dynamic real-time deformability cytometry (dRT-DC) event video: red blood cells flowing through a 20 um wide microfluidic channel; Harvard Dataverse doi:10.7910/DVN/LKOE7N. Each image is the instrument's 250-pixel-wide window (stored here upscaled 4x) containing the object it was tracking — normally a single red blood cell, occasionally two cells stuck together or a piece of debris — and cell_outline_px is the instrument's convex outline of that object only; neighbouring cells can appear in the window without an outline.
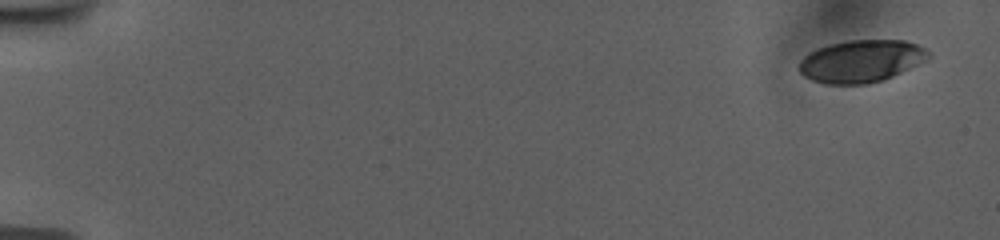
{"species": "human", "species_latin": "Homo sapiens", "temperature_condition": "room temperature", "stored_images_in_passage": 54, "camera_frame_rate_fps": 3000, "um_per_image_px": 0.085, "donor": {"sex": "female"}, "frame": {"image": 1, "passage_image": 1, "time_ms": 0.0, "image_size_px": [1000, 240], "cell_outline_px": [[932, 56], [928, 60], [892, 76], [868, 84], [824, 84], [812, 80], [804, 76], [800, 72], [800, 60], [804, 56], [816, 48], [828, 44], [848, 40], [904, 40], [916, 44], [924, 48]], "centroid_in_image_um": [73.2, 5.19], "position_along_channel_um": 11.8, "area_um2": 31.96}}
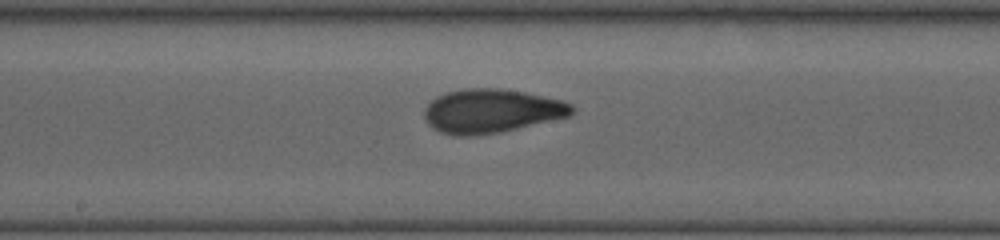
{"frame": {"image": 2, "passage_image": 30, "time_ms": 9.667, "image_size_px": [1000, 240], "cell_outline_px": [[576, 108], [568, 116], [500, 132], [472, 136], [452, 136], [440, 132], [432, 128], [428, 124], [424, 116], [424, 108], [436, 96], [448, 92], [464, 88], [500, 88], [524, 92], [564, 100], [572, 104]], "centroid_in_image_um": [41.74, 9.43], "position_along_channel_um": 206.5, "area_um2": 37.8}}
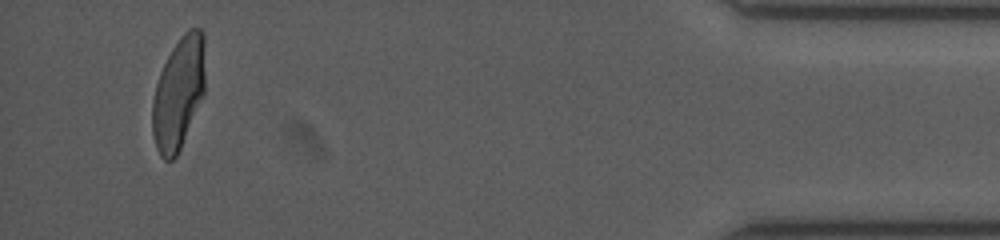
{"frame": {"image": 3, "passage_image": 52, "time_ms": 17.0, "image_size_px": [1000, 240], "cell_outline_px": [[204, 96], [180, 148], [176, 156], [172, 160], [164, 160], [160, 156], [156, 148], [152, 132], [152, 100], [156, 84], [160, 72], [172, 48], [180, 36], [188, 28], [200, 28], [204, 32]], "centroid_in_image_um": [15.17, 7.91], "position_along_channel_um": 420.0, "area_um2": 34.68}, "authors_computed_cell_mechanics": {"area_um2": 34.8245, "velocity_mm_per_s": 3.7699, "shape_relaxation_time_tau1_ms": 5.4321, "shape_relaxation_time_tau2_ms": 1.3139, "deformation_change_tau1": 0.1932, "deformation_change_tau2": 0.0769}}